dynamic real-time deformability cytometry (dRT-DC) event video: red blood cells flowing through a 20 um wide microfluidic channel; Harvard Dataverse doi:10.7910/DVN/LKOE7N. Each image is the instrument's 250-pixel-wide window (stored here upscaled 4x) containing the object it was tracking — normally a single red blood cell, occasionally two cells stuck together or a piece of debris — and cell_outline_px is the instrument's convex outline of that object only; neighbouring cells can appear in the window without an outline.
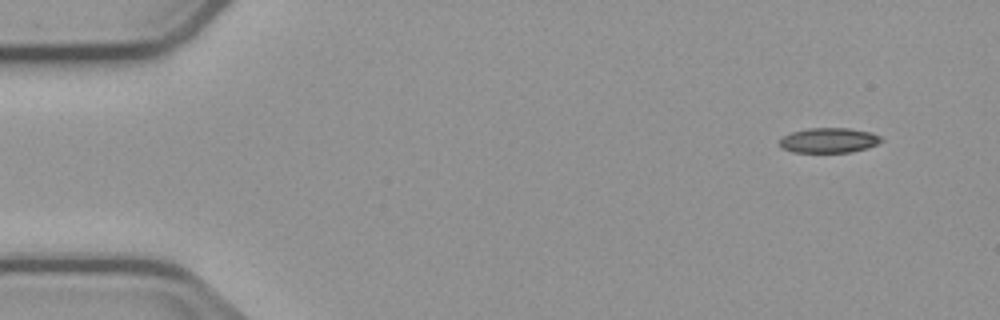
{"species": "common noctule bat (a hibernating species)", "species_latin": "Nyctalus noctula", "temperature_condition": "cold", "stored_images_in_passage": 4, "camera_frame_rate_fps": 3000, "um_per_image_px": 0.085, "animal": {"sex": "male", "body_mass_g": 23.1, "forearm_length_mm": 52.7}, "frame": {"image": 1, "passage_image": 1, "time_ms": 0.0, "image_size_px": [1000, 320], "cell_outline_px": [[884, 140], [868, 148], [848, 152], [792, 152], [784, 148], [780, 144], [780, 140], [784, 136], [792, 132], [808, 128], [848, 128], [868, 132], [880, 136]], "centroid_in_image_um": [70.47, 11.93], "position_along_channel_um": 14.5, "area_um2": 14.57}}